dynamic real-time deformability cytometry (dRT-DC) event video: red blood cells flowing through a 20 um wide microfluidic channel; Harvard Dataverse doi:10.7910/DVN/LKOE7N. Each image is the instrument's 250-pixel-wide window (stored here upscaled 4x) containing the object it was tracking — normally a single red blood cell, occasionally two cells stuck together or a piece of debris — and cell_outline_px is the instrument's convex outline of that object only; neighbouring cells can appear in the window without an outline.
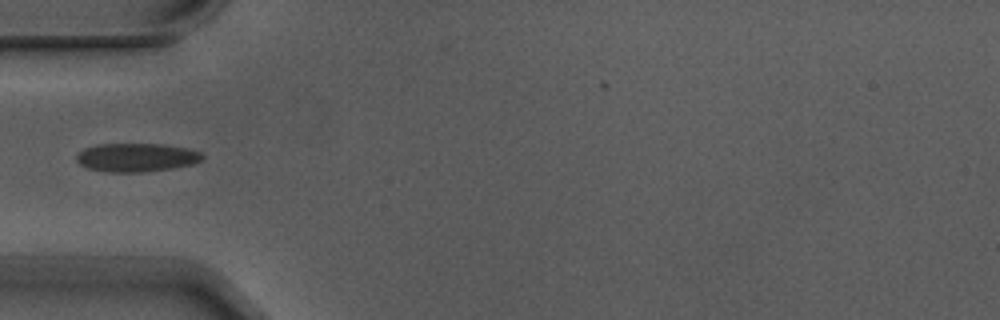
{"species": "Egyptian fruit bat (a non-hibernating species)", "species_latin": "Rousettus aegyptiacus", "temperature_condition": "warm", "stored_images_in_passage": 7, "camera_frame_rate_fps": 3000, "um_per_image_px": 0.085, "animal": {"sex": "male"}, "frame": {"image": 1, "passage_image": 4, "time_ms": 1.0, "image_size_px": [1000, 320], "cell_outline_px": [[204, 156], [200, 160], [192, 164], [172, 168], [140, 172], [108, 172], [88, 168], [80, 164], [76, 160], [76, 156], [84, 148], [100, 144], [160, 144], [188, 148], [200, 152]], "centroid_in_image_um": [11.59, 13.38], "position_along_channel_um": 73.4, "area_um2": 20.75}}
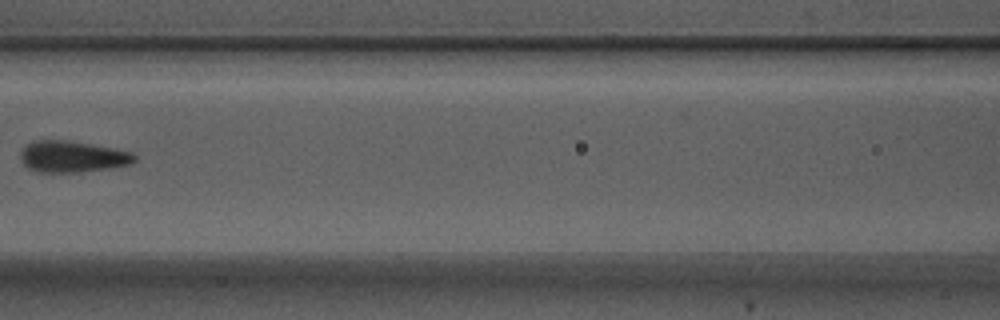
{"frame": {"image": 2, "passage_image": 6, "time_ms": 1.667, "image_size_px": [1000, 320], "cell_outline_px": [[136, 160], [132, 164], [108, 168], [80, 172], [36, 172], [28, 168], [20, 160], [20, 152], [24, 144], [32, 140], [72, 140], [132, 152], [136, 156]], "centroid_in_image_um": [6.1, 13.3], "position_along_channel_um": 160.5, "area_um2": 21.15}}
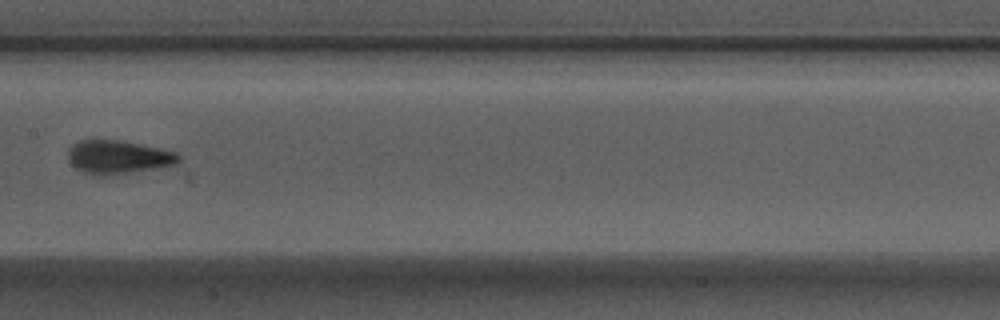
{"frame": {"image": 3, "passage_image": 7, "time_ms": 2.0, "image_size_px": [1000, 320], "cell_outline_px": [[180, 160], [176, 164], [156, 168], [112, 176], [92, 176], [80, 172], [68, 160], [68, 148], [72, 144], [80, 140], [120, 140], [160, 148], [176, 152], [180, 156]], "centroid_in_image_um": [10.0, 13.37], "position_along_channel_um": 197.4, "area_um2": 21.96}}